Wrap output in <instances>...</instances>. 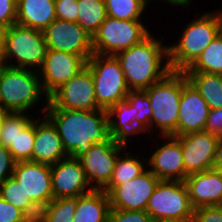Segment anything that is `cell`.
<instances>
[{
    "mask_svg": "<svg viewBox=\"0 0 222 222\" xmlns=\"http://www.w3.org/2000/svg\"><path fill=\"white\" fill-rule=\"evenodd\" d=\"M44 115L53 123L69 157L79 159L99 142L111 139L108 112L45 108Z\"/></svg>",
    "mask_w": 222,
    "mask_h": 222,
    "instance_id": "cell-1",
    "label": "cell"
},
{
    "mask_svg": "<svg viewBox=\"0 0 222 222\" xmlns=\"http://www.w3.org/2000/svg\"><path fill=\"white\" fill-rule=\"evenodd\" d=\"M115 57L120 62L130 91L146 90L171 71L168 44L164 45L162 38H156L153 33Z\"/></svg>",
    "mask_w": 222,
    "mask_h": 222,
    "instance_id": "cell-2",
    "label": "cell"
},
{
    "mask_svg": "<svg viewBox=\"0 0 222 222\" xmlns=\"http://www.w3.org/2000/svg\"><path fill=\"white\" fill-rule=\"evenodd\" d=\"M201 14L183 27L178 43L168 44L171 71L184 72L222 31L221 9Z\"/></svg>",
    "mask_w": 222,
    "mask_h": 222,
    "instance_id": "cell-3",
    "label": "cell"
},
{
    "mask_svg": "<svg viewBox=\"0 0 222 222\" xmlns=\"http://www.w3.org/2000/svg\"><path fill=\"white\" fill-rule=\"evenodd\" d=\"M42 101L44 114L49 96L43 91L38 71L0 65V108L4 112L29 113Z\"/></svg>",
    "mask_w": 222,
    "mask_h": 222,
    "instance_id": "cell-4",
    "label": "cell"
},
{
    "mask_svg": "<svg viewBox=\"0 0 222 222\" xmlns=\"http://www.w3.org/2000/svg\"><path fill=\"white\" fill-rule=\"evenodd\" d=\"M188 82L181 71H170L163 79L144 90L150 101L152 118L150 133L156 136H172L177 130L182 88ZM158 134V135H157Z\"/></svg>",
    "mask_w": 222,
    "mask_h": 222,
    "instance_id": "cell-5",
    "label": "cell"
},
{
    "mask_svg": "<svg viewBox=\"0 0 222 222\" xmlns=\"http://www.w3.org/2000/svg\"><path fill=\"white\" fill-rule=\"evenodd\" d=\"M46 52L47 45L42 31L17 23L6 29L3 65L39 71Z\"/></svg>",
    "mask_w": 222,
    "mask_h": 222,
    "instance_id": "cell-6",
    "label": "cell"
},
{
    "mask_svg": "<svg viewBox=\"0 0 222 222\" xmlns=\"http://www.w3.org/2000/svg\"><path fill=\"white\" fill-rule=\"evenodd\" d=\"M86 67L92 74L99 109L108 111L115 102L126 98L130 90L115 56L94 53L88 59Z\"/></svg>",
    "mask_w": 222,
    "mask_h": 222,
    "instance_id": "cell-7",
    "label": "cell"
},
{
    "mask_svg": "<svg viewBox=\"0 0 222 222\" xmlns=\"http://www.w3.org/2000/svg\"><path fill=\"white\" fill-rule=\"evenodd\" d=\"M142 20H118L106 17L92 37L95 54L115 56L147 38L151 31Z\"/></svg>",
    "mask_w": 222,
    "mask_h": 222,
    "instance_id": "cell-8",
    "label": "cell"
},
{
    "mask_svg": "<svg viewBox=\"0 0 222 222\" xmlns=\"http://www.w3.org/2000/svg\"><path fill=\"white\" fill-rule=\"evenodd\" d=\"M194 210L184 181H160L146 208L154 222L194 218Z\"/></svg>",
    "mask_w": 222,
    "mask_h": 222,
    "instance_id": "cell-9",
    "label": "cell"
},
{
    "mask_svg": "<svg viewBox=\"0 0 222 222\" xmlns=\"http://www.w3.org/2000/svg\"><path fill=\"white\" fill-rule=\"evenodd\" d=\"M46 108L98 110L91 71L85 67L49 96Z\"/></svg>",
    "mask_w": 222,
    "mask_h": 222,
    "instance_id": "cell-10",
    "label": "cell"
},
{
    "mask_svg": "<svg viewBox=\"0 0 222 222\" xmlns=\"http://www.w3.org/2000/svg\"><path fill=\"white\" fill-rule=\"evenodd\" d=\"M43 33L47 50L82 56L86 61L94 54L91 34L77 22L55 19Z\"/></svg>",
    "mask_w": 222,
    "mask_h": 222,
    "instance_id": "cell-11",
    "label": "cell"
},
{
    "mask_svg": "<svg viewBox=\"0 0 222 222\" xmlns=\"http://www.w3.org/2000/svg\"><path fill=\"white\" fill-rule=\"evenodd\" d=\"M125 148L111 138L107 142L93 144L87 153L79 158L85 178L92 189L102 190L109 183L116 160Z\"/></svg>",
    "mask_w": 222,
    "mask_h": 222,
    "instance_id": "cell-12",
    "label": "cell"
},
{
    "mask_svg": "<svg viewBox=\"0 0 222 222\" xmlns=\"http://www.w3.org/2000/svg\"><path fill=\"white\" fill-rule=\"evenodd\" d=\"M175 138L181 143L185 179L191 174L213 169L214 154L220 139L218 135L200 131Z\"/></svg>",
    "mask_w": 222,
    "mask_h": 222,
    "instance_id": "cell-13",
    "label": "cell"
},
{
    "mask_svg": "<svg viewBox=\"0 0 222 222\" xmlns=\"http://www.w3.org/2000/svg\"><path fill=\"white\" fill-rule=\"evenodd\" d=\"M159 182V178L147 168L136 178L115 186L108 193L111 208L146 211L148 200Z\"/></svg>",
    "mask_w": 222,
    "mask_h": 222,
    "instance_id": "cell-14",
    "label": "cell"
},
{
    "mask_svg": "<svg viewBox=\"0 0 222 222\" xmlns=\"http://www.w3.org/2000/svg\"><path fill=\"white\" fill-rule=\"evenodd\" d=\"M82 56L57 50H47L39 72L43 91L50 96L63 83L70 80L86 67Z\"/></svg>",
    "mask_w": 222,
    "mask_h": 222,
    "instance_id": "cell-15",
    "label": "cell"
},
{
    "mask_svg": "<svg viewBox=\"0 0 222 222\" xmlns=\"http://www.w3.org/2000/svg\"><path fill=\"white\" fill-rule=\"evenodd\" d=\"M53 199L78 197L93 189L79 159L65 158L51 165Z\"/></svg>",
    "mask_w": 222,
    "mask_h": 222,
    "instance_id": "cell-16",
    "label": "cell"
},
{
    "mask_svg": "<svg viewBox=\"0 0 222 222\" xmlns=\"http://www.w3.org/2000/svg\"><path fill=\"white\" fill-rule=\"evenodd\" d=\"M163 143L147 158L149 170L160 181H185L181 143L173 136H160ZM166 140V142H165Z\"/></svg>",
    "mask_w": 222,
    "mask_h": 222,
    "instance_id": "cell-17",
    "label": "cell"
},
{
    "mask_svg": "<svg viewBox=\"0 0 222 222\" xmlns=\"http://www.w3.org/2000/svg\"><path fill=\"white\" fill-rule=\"evenodd\" d=\"M209 110L207 102L188 81L182 88L177 130L172 136L205 131Z\"/></svg>",
    "mask_w": 222,
    "mask_h": 222,
    "instance_id": "cell-18",
    "label": "cell"
},
{
    "mask_svg": "<svg viewBox=\"0 0 222 222\" xmlns=\"http://www.w3.org/2000/svg\"><path fill=\"white\" fill-rule=\"evenodd\" d=\"M12 176L33 201L53 198L51 165L33 161L16 162Z\"/></svg>",
    "mask_w": 222,
    "mask_h": 222,
    "instance_id": "cell-19",
    "label": "cell"
},
{
    "mask_svg": "<svg viewBox=\"0 0 222 222\" xmlns=\"http://www.w3.org/2000/svg\"><path fill=\"white\" fill-rule=\"evenodd\" d=\"M35 117V142L32 161L52 165L68 158L62 140L53 123L43 114Z\"/></svg>",
    "mask_w": 222,
    "mask_h": 222,
    "instance_id": "cell-20",
    "label": "cell"
},
{
    "mask_svg": "<svg viewBox=\"0 0 222 222\" xmlns=\"http://www.w3.org/2000/svg\"><path fill=\"white\" fill-rule=\"evenodd\" d=\"M191 204L194 209L222 205V171L216 169L186 177Z\"/></svg>",
    "mask_w": 222,
    "mask_h": 222,
    "instance_id": "cell-21",
    "label": "cell"
},
{
    "mask_svg": "<svg viewBox=\"0 0 222 222\" xmlns=\"http://www.w3.org/2000/svg\"><path fill=\"white\" fill-rule=\"evenodd\" d=\"M111 138L118 144L129 147V140L135 135H149V129L136 119L134 106L126 98L118 100L107 111ZM130 138V139H129Z\"/></svg>",
    "mask_w": 222,
    "mask_h": 222,
    "instance_id": "cell-22",
    "label": "cell"
},
{
    "mask_svg": "<svg viewBox=\"0 0 222 222\" xmlns=\"http://www.w3.org/2000/svg\"><path fill=\"white\" fill-rule=\"evenodd\" d=\"M56 19L55 0H19L16 23L44 31Z\"/></svg>",
    "mask_w": 222,
    "mask_h": 222,
    "instance_id": "cell-23",
    "label": "cell"
},
{
    "mask_svg": "<svg viewBox=\"0 0 222 222\" xmlns=\"http://www.w3.org/2000/svg\"><path fill=\"white\" fill-rule=\"evenodd\" d=\"M110 209L108 194L103 190L93 189L78 196L73 222H108Z\"/></svg>",
    "mask_w": 222,
    "mask_h": 222,
    "instance_id": "cell-24",
    "label": "cell"
},
{
    "mask_svg": "<svg viewBox=\"0 0 222 222\" xmlns=\"http://www.w3.org/2000/svg\"><path fill=\"white\" fill-rule=\"evenodd\" d=\"M126 147L123 151L119 154L114 170L109 180V183L102 189L107 194L117 185L123 184L129 180H132L139 176L143 171H145L147 167V156L144 160L141 155L137 154L132 155L133 153L129 154V151Z\"/></svg>",
    "mask_w": 222,
    "mask_h": 222,
    "instance_id": "cell-25",
    "label": "cell"
},
{
    "mask_svg": "<svg viewBox=\"0 0 222 222\" xmlns=\"http://www.w3.org/2000/svg\"><path fill=\"white\" fill-rule=\"evenodd\" d=\"M188 81L207 102L209 109L222 108V74L184 72Z\"/></svg>",
    "mask_w": 222,
    "mask_h": 222,
    "instance_id": "cell-26",
    "label": "cell"
},
{
    "mask_svg": "<svg viewBox=\"0 0 222 222\" xmlns=\"http://www.w3.org/2000/svg\"><path fill=\"white\" fill-rule=\"evenodd\" d=\"M79 14L77 23L93 35L107 17L104 0H77Z\"/></svg>",
    "mask_w": 222,
    "mask_h": 222,
    "instance_id": "cell-27",
    "label": "cell"
},
{
    "mask_svg": "<svg viewBox=\"0 0 222 222\" xmlns=\"http://www.w3.org/2000/svg\"><path fill=\"white\" fill-rule=\"evenodd\" d=\"M184 72L222 74V31Z\"/></svg>",
    "mask_w": 222,
    "mask_h": 222,
    "instance_id": "cell-28",
    "label": "cell"
},
{
    "mask_svg": "<svg viewBox=\"0 0 222 222\" xmlns=\"http://www.w3.org/2000/svg\"><path fill=\"white\" fill-rule=\"evenodd\" d=\"M107 16L118 20H143L151 0H104ZM158 1V0H156ZM155 2V0H152ZM143 16V17H142Z\"/></svg>",
    "mask_w": 222,
    "mask_h": 222,
    "instance_id": "cell-29",
    "label": "cell"
},
{
    "mask_svg": "<svg viewBox=\"0 0 222 222\" xmlns=\"http://www.w3.org/2000/svg\"><path fill=\"white\" fill-rule=\"evenodd\" d=\"M36 116L30 113L4 112L0 118V146L9 148L20 133Z\"/></svg>",
    "mask_w": 222,
    "mask_h": 222,
    "instance_id": "cell-30",
    "label": "cell"
},
{
    "mask_svg": "<svg viewBox=\"0 0 222 222\" xmlns=\"http://www.w3.org/2000/svg\"><path fill=\"white\" fill-rule=\"evenodd\" d=\"M35 142V119H33L14 140L8 150L16 162L32 161V150Z\"/></svg>",
    "mask_w": 222,
    "mask_h": 222,
    "instance_id": "cell-31",
    "label": "cell"
},
{
    "mask_svg": "<svg viewBox=\"0 0 222 222\" xmlns=\"http://www.w3.org/2000/svg\"><path fill=\"white\" fill-rule=\"evenodd\" d=\"M0 196L21 211L33 201L13 176L0 184Z\"/></svg>",
    "mask_w": 222,
    "mask_h": 222,
    "instance_id": "cell-32",
    "label": "cell"
},
{
    "mask_svg": "<svg viewBox=\"0 0 222 222\" xmlns=\"http://www.w3.org/2000/svg\"><path fill=\"white\" fill-rule=\"evenodd\" d=\"M78 197L53 199L47 222H73Z\"/></svg>",
    "mask_w": 222,
    "mask_h": 222,
    "instance_id": "cell-33",
    "label": "cell"
},
{
    "mask_svg": "<svg viewBox=\"0 0 222 222\" xmlns=\"http://www.w3.org/2000/svg\"><path fill=\"white\" fill-rule=\"evenodd\" d=\"M129 103L134 106L136 119L142 122L150 131V120L152 118V109L147 93L144 90L129 91L126 96Z\"/></svg>",
    "mask_w": 222,
    "mask_h": 222,
    "instance_id": "cell-34",
    "label": "cell"
},
{
    "mask_svg": "<svg viewBox=\"0 0 222 222\" xmlns=\"http://www.w3.org/2000/svg\"><path fill=\"white\" fill-rule=\"evenodd\" d=\"M53 198L42 201H32L23 211L22 222H47L51 212Z\"/></svg>",
    "mask_w": 222,
    "mask_h": 222,
    "instance_id": "cell-35",
    "label": "cell"
},
{
    "mask_svg": "<svg viewBox=\"0 0 222 222\" xmlns=\"http://www.w3.org/2000/svg\"><path fill=\"white\" fill-rule=\"evenodd\" d=\"M108 222H154L146 211L111 208Z\"/></svg>",
    "mask_w": 222,
    "mask_h": 222,
    "instance_id": "cell-36",
    "label": "cell"
},
{
    "mask_svg": "<svg viewBox=\"0 0 222 222\" xmlns=\"http://www.w3.org/2000/svg\"><path fill=\"white\" fill-rule=\"evenodd\" d=\"M56 19L77 22L79 8L77 0H55Z\"/></svg>",
    "mask_w": 222,
    "mask_h": 222,
    "instance_id": "cell-37",
    "label": "cell"
},
{
    "mask_svg": "<svg viewBox=\"0 0 222 222\" xmlns=\"http://www.w3.org/2000/svg\"><path fill=\"white\" fill-rule=\"evenodd\" d=\"M17 20V2L14 0H0V26L6 29L14 25Z\"/></svg>",
    "mask_w": 222,
    "mask_h": 222,
    "instance_id": "cell-38",
    "label": "cell"
},
{
    "mask_svg": "<svg viewBox=\"0 0 222 222\" xmlns=\"http://www.w3.org/2000/svg\"><path fill=\"white\" fill-rule=\"evenodd\" d=\"M193 217L195 222H222V205L197 208Z\"/></svg>",
    "mask_w": 222,
    "mask_h": 222,
    "instance_id": "cell-39",
    "label": "cell"
},
{
    "mask_svg": "<svg viewBox=\"0 0 222 222\" xmlns=\"http://www.w3.org/2000/svg\"><path fill=\"white\" fill-rule=\"evenodd\" d=\"M16 161L8 148L0 146V184L12 177Z\"/></svg>",
    "mask_w": 222,
    "mask_h": 222,
    "instance_id": "cell-40",
    "label": "cell"
},
{
    "mask_svg": "<svg viewBox=\"0 0 222 222\" xmlns=\"http://www.w3.org/2000/svg\"><path fill=\"white\" fill-rule=\"evenodd\" d=\"M22 211L0 196V222H22Z\"/></svg>",
    "mask_w": 222,
    "mask_h": 222,
    "instance_id": "cell-41",
    "label": "cell"
},
{
    "mask_svg": "<svg viewBox=\"0 0 222 222\" xmlns=\"http://www.w3.org/2000/svg\"><path fill=\"white\" fill-rule=\"evenodd\" d=\"M205 131L222 137V108L209 110Z\"/></svg>",
    "mask_w": 222,
    "mask_h": 222,
    "instance_id": "cell-42",
    "label": "cell"
},
{
    "mask_svg": "<svg viewBox=\"0 0 222 222\" xmlns=\"http://www.w3.org/2000/svg\"><path fill=\"white\" fill-rule=\"evenodd\" d=\"M213 169L216 170L222 169V137H220L218 141L216 152L214 154Z\"/></svg>",
    "mask_w": 222,
    "mask_h": 222,
    "instance_id": "cell-43",
    "label": "cell"
},
{
    "mask_svg": "<svg viewBox=\"0 0 222 222\" xmlns=\"http://www.w3.org/2000/svg\"><path fill=\"white\" fill-rule=\"evenodd\" d=\"M159 1L163 2L165 1V3H167L168 5H171L172 7H185L187 8V6L191 4V1L192 0H158V3Z\"/></svg>",
    "mask_w": 222,
    "mask_h": 222,
    "instance_id": "cell-44",
    "label": "cell"
},
{
    "mask_svg": "<svg viewBox=\"0 0 222 222\" xmlns=\"http://www.w3.org/2000/svg\"><path fill=\"white\" fill-rule=\"evenodd\" d=\"M5 33H6V28L0 26V64H3Z\"/></svg>",
    "mask_w": 222,
    "mask_h": 222,
    "instance_id": "cell-45",
    "label": "cell"
},
{
    "mask_svg": "<svg viewBox=\"0 0 222 222\" xmlns=\"http://www.w3.org/2000/svg\"><path fill=\"white\" fill-rule=\"evenodd\" d=\"M163 222H195L194 218H186V219H180V220H168Z\"/></svg>",
    "mask_w": 222,
    "mask_h": 222,
    "instance_id": "cell-46",
    "label": "cell"
},
{
    "mask_svg": "<svg viewBox=\"0 0 222 222\" xmlns=\"http://www.w3.org/2000/svg\"><path fill=\"white\" fill-rule=\"evenodd\" d=\"M4 111L0 108V118L3 115Z\"/></svg>",
    "mask_w": 222,
    "mask_h": 222,
    "instance_id": "cell-47",
    "label": "cell"
}]
</instances>
